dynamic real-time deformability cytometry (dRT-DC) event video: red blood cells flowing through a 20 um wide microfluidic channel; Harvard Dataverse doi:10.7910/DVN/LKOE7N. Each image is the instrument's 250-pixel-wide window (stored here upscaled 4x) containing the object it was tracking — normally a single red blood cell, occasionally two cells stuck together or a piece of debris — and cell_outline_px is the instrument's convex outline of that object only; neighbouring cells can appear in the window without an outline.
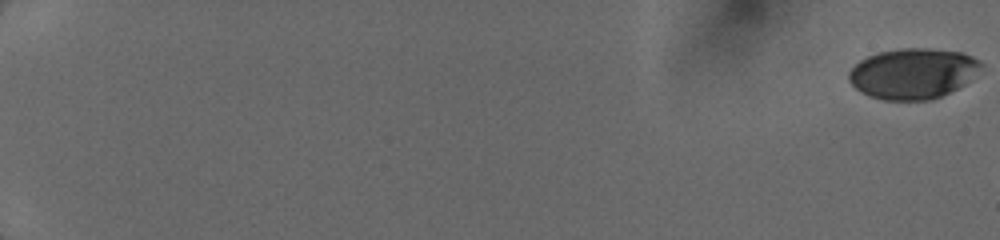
{"species": "human", "species_latin": "Homo sapiens", "temperature_condition": "cold", "stored_images_in_passage": 9, "camera_frame_rate_fps": 3000, "um_per_image_px": 0.085, "donor": {"sex": "female"}, "frame": {"image": 1, "passage_image": 1, "time_ms": 0.0, "image_size_px": [1000, 240], "cell_outline_px": [[984, 64], [964, 84], [932, 100], [884, 100], [868, 96], [860, 92], [848, 80], [848, 72], [860, 60], [868, 56], [880, 52], [904, 48], [928, 48], [960, 52], [972, 56], [980, 60]], "centroid_in_image_um": [77.57, 6.25], "position_along_channel_um": 7.4, "area_um2": 38.73}}